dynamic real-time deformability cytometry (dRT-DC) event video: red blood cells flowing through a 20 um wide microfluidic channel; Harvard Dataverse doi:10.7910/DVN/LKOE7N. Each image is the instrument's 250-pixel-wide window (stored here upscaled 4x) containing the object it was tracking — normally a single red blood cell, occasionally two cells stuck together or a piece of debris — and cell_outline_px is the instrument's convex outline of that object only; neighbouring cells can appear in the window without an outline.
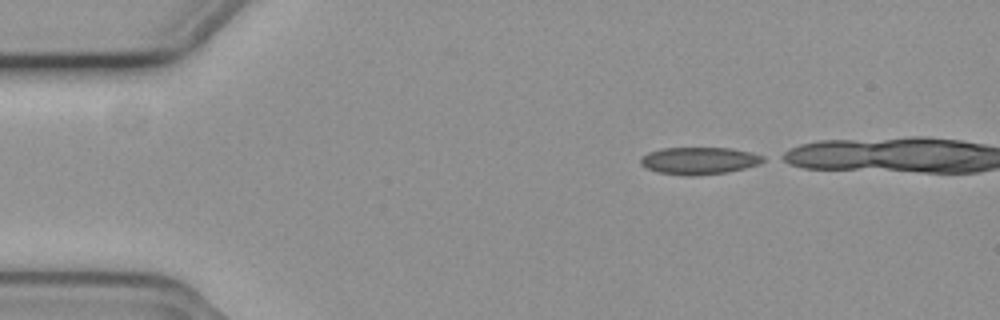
{"species": "common noctule bat (a hibernating species)", "species_latin": "Nyctalus noctula", "temperature_condition": "cold", "stored_images_in_passage": 20, "camera_frame_rate_fps": 3000, "um_per_image_px": 0.085, "animal": {"sex": "female", "body_mass_g": 19.3, "forearm_length_mm": 54.1}, "frame": {"image": 1, "passage_image": 1, "time_ms": 0.0, "image_size_px": [1000, 320], "cell_outline_px": [[764, 160], [756, 164], [744, 168], [728, 172], [696, 176], [688, 176], [656, 172], [640, 164], [640, 156], [648, 152], [660, 148], [732, 148], [752, 152], [764, 156]], "centroid_in_image_um": [59.38, 13.66], "position_along_channel_um": 25.6, "area_um2": 19.54}}
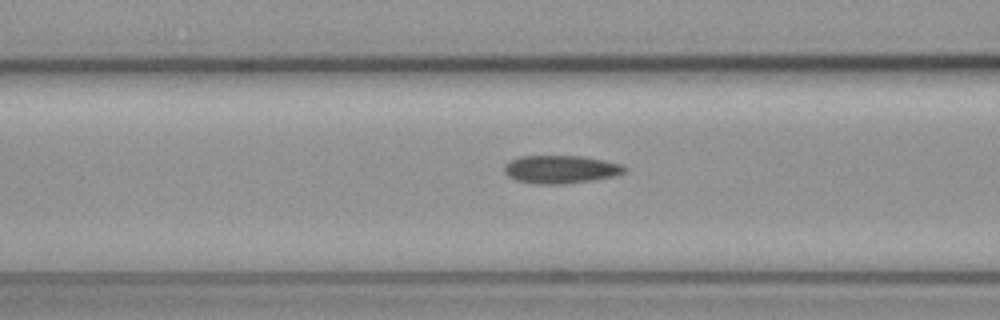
{"frame": {"image": 2, "passage_image": 14, "time_ms": 4.333, "image_size_px": [1000, 320], "cell_outline_px": [[628, 168], [624, 172], [612, 176], [592, 180], [560, 184], [540, 184], [516, 180], [508, 176], [504, 172], [504, 164], [520, 156], [584, 156], [624, 164]], "centroid_in_image_um": [47.67, 14.38], "position_along_channel_um": 118.9, "area_um2": 19.59}}
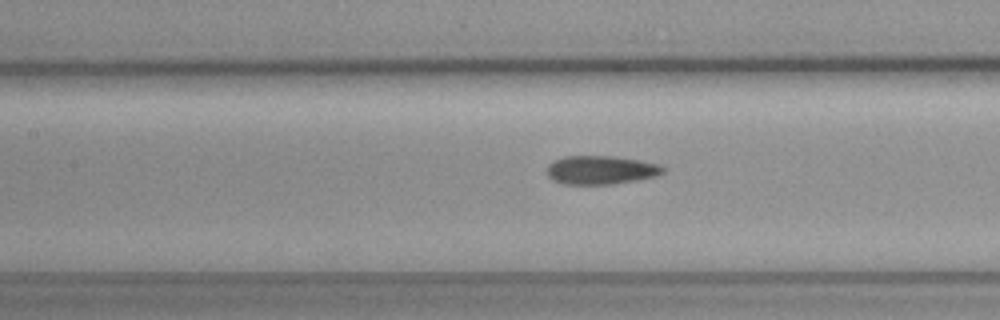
{"frame": {"image": 3, "passage_image": 17, "time_ms": 5.333, "image_size_px": [1000, 320], "cell_outline_px": [[664, 172], [656, 176], [636, 180], [612, 184], [564, 184], [552, 180], [548, 176], [548, 164], [564, 156], [616, 156], [640, 160], [660, 164], [664, 168]], "centroid_in_image_um": [51.09, 14.44], "position_along_channel_um": 156.3, "area_um2": 19.36}}